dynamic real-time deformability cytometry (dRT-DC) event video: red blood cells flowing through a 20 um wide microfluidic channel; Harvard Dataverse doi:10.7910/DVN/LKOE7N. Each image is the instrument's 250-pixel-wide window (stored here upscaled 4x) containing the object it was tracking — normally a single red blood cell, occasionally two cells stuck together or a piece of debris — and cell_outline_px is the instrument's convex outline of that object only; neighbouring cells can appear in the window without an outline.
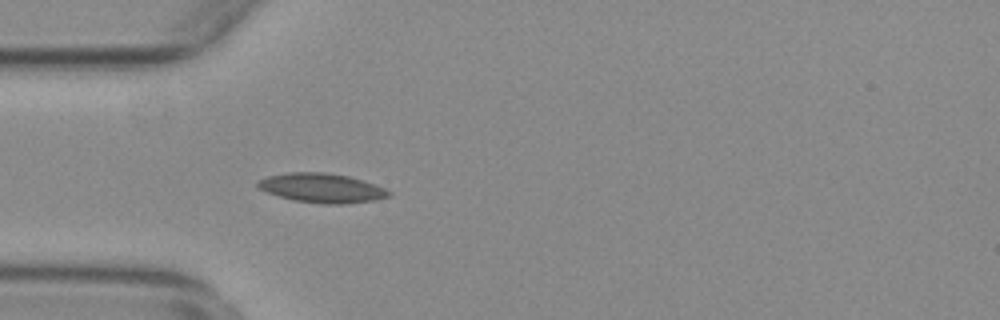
{"species": "common noctule bat (a hibernating species)", "species_latin": "Nyctalus noctula", "temperature_condition": "warm", "stored_images_in_passage": 42, "camera_frame_rate_fps": 3000, "um_per_image_px": 0.085, "animal": {"sex": "female", "body_mass_g": 29.2, "forearm_length_mm": 56.3}, "frame": {"image": 1, "passage_image": 5, "time_ms": 1.333, "image_size_px": [1000, 320], "cell_outline_px": [[392, 192], [388, 196], [372, 200], [344, 204], [324, 204], [292, 200], [268, 192], [260, 188], [256, 184], [260, 180], [268, 176], [288, 172], [324, 172], [348, 176], [384, 188]], "centroid_in_image_um": [27.33, 15.98], "position_along_channel_um": 57.7, "area_um2": 21.96}}
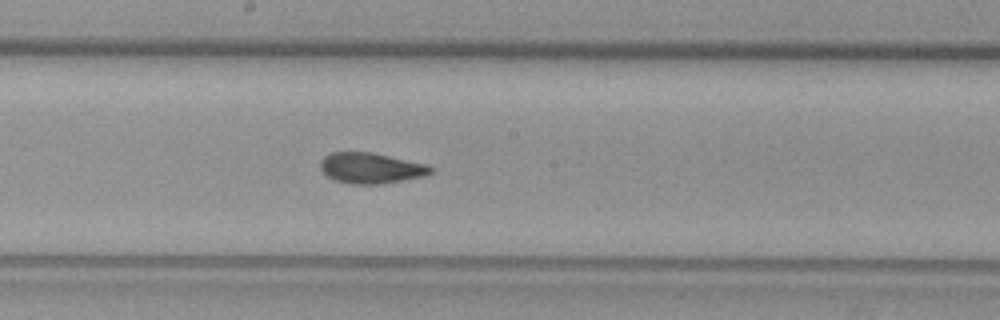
{"frame": {"image": 2, "passage_image": 18, "time_ms": 5.667, "image_size_px": [1000, 320], "cell_outline_px": [[432, 172], [424, 176], [380, 184], [348, 184], [336, 180], [328, 176], [320, 168], [320, 160], [324, 156], [332, 152], [372, 152], [428, 164], [432, 168]], "centroid_in_image_um": [31.52, 14.28], "position_along_channel_um": 216.7, "area_um2": 19.71}}
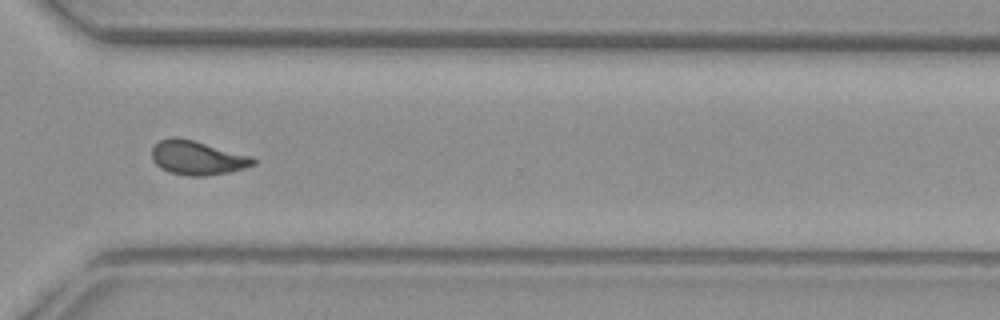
{"frame": {"image": 3, "passage_image": 29, "time_ms": 9.333, "image_size_px": [1000, 320], "cell_outline_px": [[256, 164], [244, 168], [228, 172], [208, 176], [188, 176], [168, 172], [160, 168], [152, 160], [152, 148], [160, 140], [172, 136], [176, 136], [192, 140], [252, 156], [256, 160]], "centroid_in_image_um": [16.76, 13.42], "position_along_channel_um": 353.8, "area_um2": 20.17}, "authors_computed_cell_mechanics": {"area_um2": 19.9121, "velocity_mm_per_s": 3.7399, "shape_relaxation_time_tau1_ms": null, "shape_relaxation_time_tau2_ms": 1.7863, "deformation_change_tau1": null, "deformation_change_tau2": 0.0666}}